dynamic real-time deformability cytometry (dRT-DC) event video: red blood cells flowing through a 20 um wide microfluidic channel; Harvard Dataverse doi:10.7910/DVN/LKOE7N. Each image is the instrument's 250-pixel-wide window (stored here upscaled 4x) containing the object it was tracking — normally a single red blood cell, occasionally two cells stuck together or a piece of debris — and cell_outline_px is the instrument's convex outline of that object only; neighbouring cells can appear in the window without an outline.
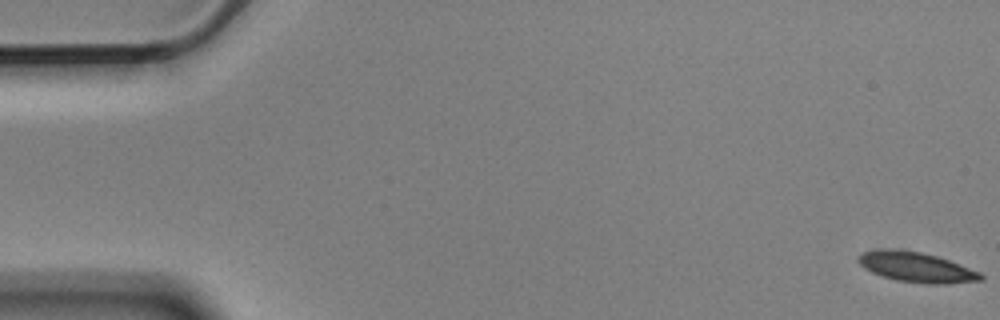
{"species": "Egyptian fruit bat (a non-hibernating species)", "species_latin": "Rousettus aegyptiacus", "temperature_condition": "cold", "stored_images_in_passage": 7, "camera_frame_rate_fps": 3000, "um_per_image_px": 0.085, "animal": {"sex": "male"}, "frame": {"image": 1, "passage_image": 1, "time_ms": 0.0, "image_size_px": [1000, 320], "cell_outline_px": [[984, 280], [944, 284], [928, 284], [896, 280], [872, 272], [864, 268], [856, 260], [856, 256], [864, 252], [888, 248], [892, 248], [920, 252], [936, 256], [948, 260], [980, 272], [984, 276]], "centroid_in_image_um": [77.88, 22.71], "position_along_channel_um": 7.1, "area_um2": 21.33}}
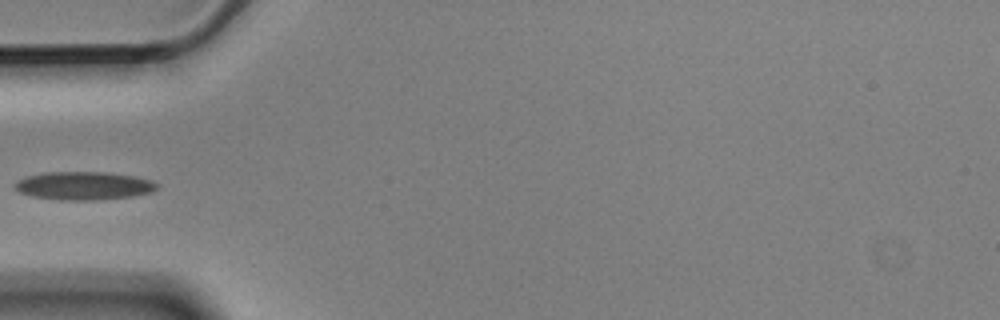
{"frame": {"image": 2, "passage_image": 6, "time_ms": 1.667, "image_size_px": [1000, 320], "cell_outline_px": [[156, 188], [152, 192], [132, 196], [96, 200], [60, 200], [32, 196], [20, 192], [16, 188], [16, 184], [24, 176], [44, 172], [104, 172], [136, 176], [152, 180], [156, 184]], "centroid_in_image_um": [7.13, 15.78], "position_along_channel_um": 77.9, "area_um2": 23.24}}
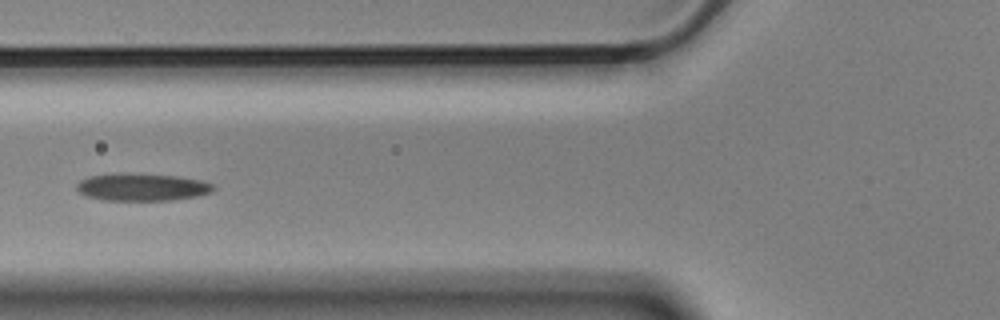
{"frame": {"image": 3, "passage_image": 7, "time_ms": 2.0, "image_size_px": [1000, 320], "cell_outline_px": [[216, 188], [212, 192], [196, 196], [172, 200], [104, 200], [88, 196], [80, 192], [76, 188], [76, 184], [80, 180], [88, 176], [116, 172], [176, 176], [200, 180], [212, 184]], "centroid_in_image_um": [12.04, 15.89], "position_along_channel_um": 113.8, "area_um2": 21.91}}